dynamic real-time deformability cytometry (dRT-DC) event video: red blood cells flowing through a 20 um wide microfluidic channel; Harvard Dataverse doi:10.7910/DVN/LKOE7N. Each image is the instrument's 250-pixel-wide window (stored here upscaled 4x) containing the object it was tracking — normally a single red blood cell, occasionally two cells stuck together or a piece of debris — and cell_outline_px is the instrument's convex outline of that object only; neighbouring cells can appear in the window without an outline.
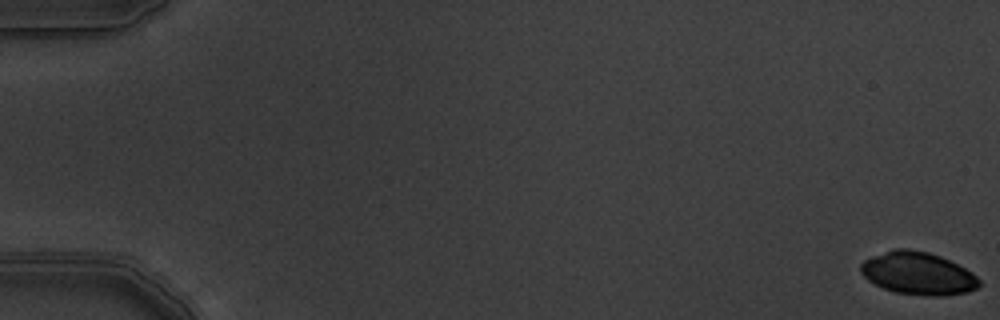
{"species": "common noctule bat (a hibernating species)", "species_latin": "Nyctalus noctula", "temperature_condition": "warm", "stored_images_in_passage": 4, "camera_frame_rate_fps": 3000, "um_per_image_px": 0.085, "animal": {"sex": "male", "body_mass_g": 19.5, "forearm_length_mm": 54.6}, "frame": {"image": 1, "passage_image": 1, "time_ms": 0.0, "image_size_px": [1000, 320], "cell_outline_px": [[980, 284], [976, 288], [968, 292], [944, 296], [928, 296], [896, 292], [884, 288], [868, 280], [860, 272], [860, 264], [864, 260], [872, 256], [896, 248], [908, 248], [928, 252], [940, 256], [972, 272], [980, 280]], "centroid_in_image_um": [78.03, 23.24], "position_along_channel_um": 7.0, "area_um2": 29.3}}